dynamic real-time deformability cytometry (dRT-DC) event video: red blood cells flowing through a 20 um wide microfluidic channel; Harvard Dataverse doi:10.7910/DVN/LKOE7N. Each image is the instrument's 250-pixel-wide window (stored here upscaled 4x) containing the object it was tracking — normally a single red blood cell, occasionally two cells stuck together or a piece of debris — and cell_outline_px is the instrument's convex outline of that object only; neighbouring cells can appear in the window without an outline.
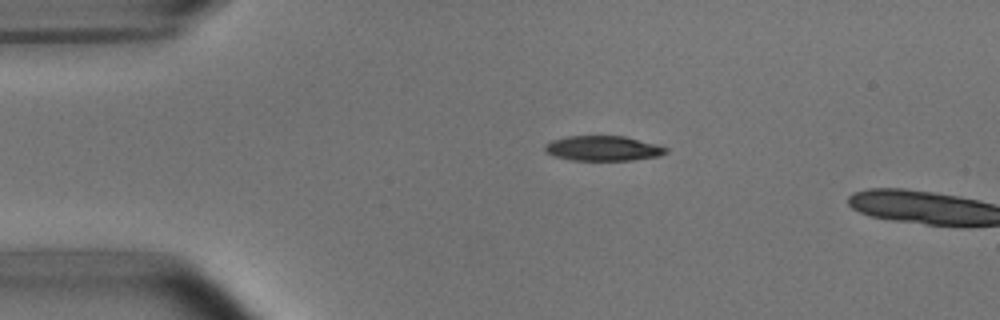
{"species": "common noctule bat (a hibernating species)", "species_latin": "Nyctalus noctula", "temperature_condition": "room temperature", "stored_images_in_passage": 3, "camera_frame_rate_fps": 3000, "um_per_image_px": 0.085, "animal": {"sex": "male", "body_mass_g": 15.6}, "frame": {"image": 1, "passage_image": 1, "time_ms": 0.0, "image_size_px": [1000, 320], "cell_outline_px": [[668, 152], [660, 156], [632, 160], [572, 160], [556, 156], [544, 152], [544, 144], [552, 140], [568, 136], [624, 136], [660, 144], [668, 148]], "centroid_in_image_um": [51.3, 12.6], "position_along_channel_um": 33.7, "area_um2": 17.8}}